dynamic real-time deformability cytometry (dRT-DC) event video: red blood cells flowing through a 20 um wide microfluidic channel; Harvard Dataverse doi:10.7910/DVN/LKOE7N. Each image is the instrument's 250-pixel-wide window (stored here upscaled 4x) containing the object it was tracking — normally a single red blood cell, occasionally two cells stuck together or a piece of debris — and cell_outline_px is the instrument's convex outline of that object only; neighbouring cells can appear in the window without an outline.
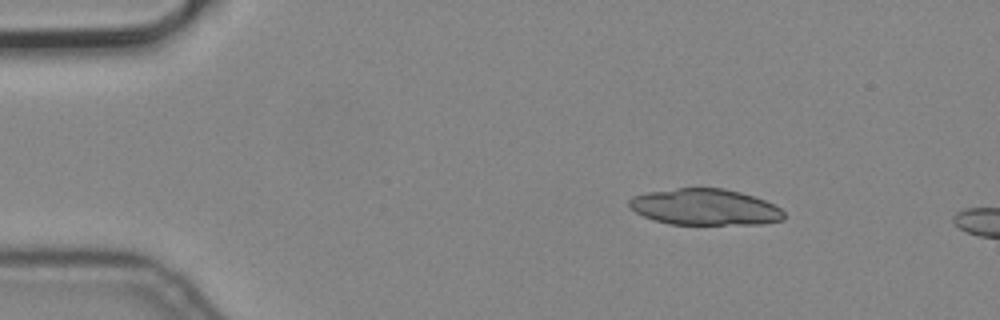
{"species": "common noctule bat (a hibernating species)", "species_latin": "Nyctalus noctula", "temperature_condition": "cold", "stored_images_in_passage": 4, "camera_frame_rate_fps": 3000, "um_per_image_px": 0.085, "animal": {"sex": "male", "body_mass_g": 19.2, "forearm_length_mm": 51.8}, "frame": {"image": 1, "passage_image": 3, "time_ms": 0.667, "image_size_px": [1000, 320], "cell_outline_px": [[784, 220], [764, 224], [668, 224], [644, 216], [636, 212], [628, 204], [628, 200], [632, 196], [648, 192], [676, 188], [724, 188], [740, 192], [764, 200], [780, 208], [784, 212]], "centroid_in_image_um": [59.92, 17.6], "position_along_channel_um": 25.1, "area_um2": 32.6}}